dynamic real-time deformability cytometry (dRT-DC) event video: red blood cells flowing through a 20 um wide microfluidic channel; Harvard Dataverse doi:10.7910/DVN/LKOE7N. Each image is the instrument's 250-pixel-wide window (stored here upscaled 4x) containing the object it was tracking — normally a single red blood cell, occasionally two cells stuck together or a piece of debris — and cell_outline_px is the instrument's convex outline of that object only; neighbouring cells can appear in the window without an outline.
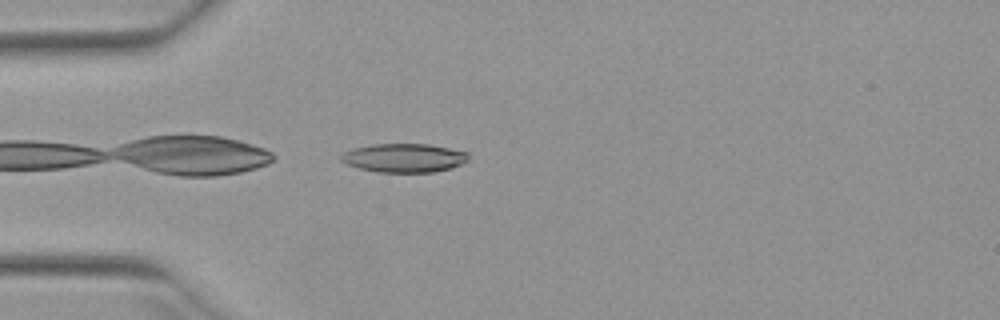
{"species": "Egyptian fruit bat (a non-hibernating species)", "species_latin": "Rousettus aegyptiacus", "temperature_condition": "warm", "stored_images_in_passage": 18, "camera_frame_rate_fps": 3000, "um_per_image_px": 0.085, "animal": {"sex": "female"}, "frame": {"image": 1, "passage_image": 1, "time_ms": 0.0, "image_size_px": [1000, 320], "cell_outline_px": [[468, 160], [452, 168], [432, 172], [376, 172], [360, 168], [348, 164], [340, 160], [340, 156], [344, 152], [352, 148], [372, 144], [428, 144], [468, 152]], "centroid_in_image_um": [34.33, 13.42], "position_along_channel_um": 50.7, "area_um2": 21.27}}
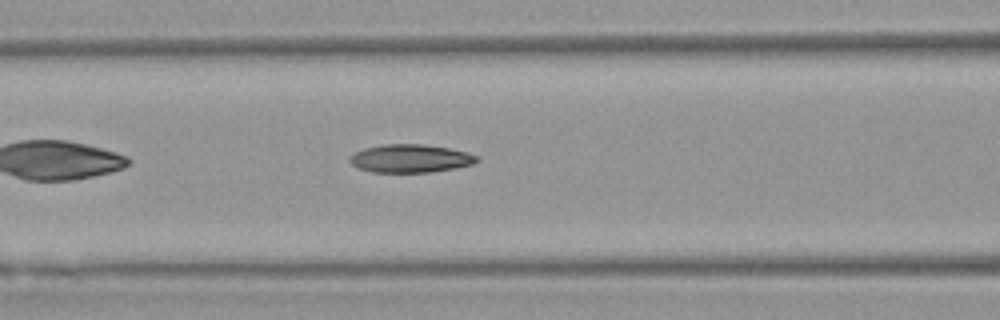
{"frame": {"image": 2, "passage_image": 8, "time_ms": 2.333, "image_size_px": [1000, 320], "cell_outline_px": [[480, 160], [472, 164], [456, 168], [432, 172], [372, 172], [360, 168], [352, 164], [348, 160], [356, 152], [364, 148], [384, 144], [424, 144], [448, 148], [468, 152], [480, 156]], "centroid_in_image_um": [34.94, 13.47], "position_along_channel_um": 131.7, "area_um2": 20.87}}
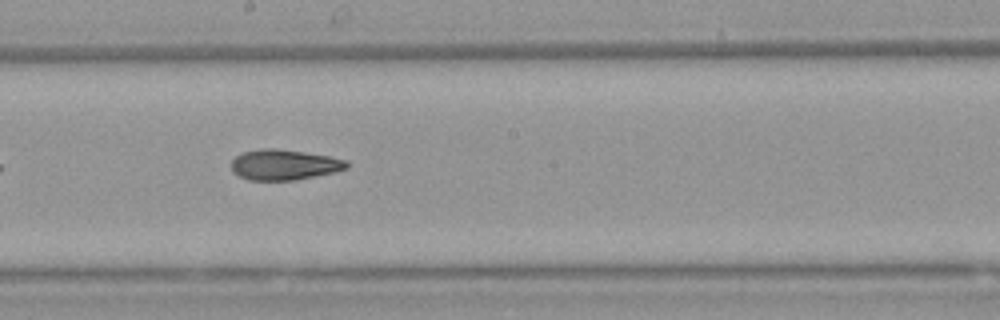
{"frame": {"image": 3, "passage_image": 15, "time_ms": 4.667, "image_size_px": [1000, 320], "cell_outline_px": [[348, 168], [336, 172], [296, 180], [248, 180], [232, 172], [232, 160], [236, 156], [244, 152], [260, 148], [276, 148], [304, 152], [328, 156], [348, 160]], "centroid_in_image_um": [24.17, 14.0], "position_along_channel_um": 224.0, "area_um2": 20.58}}